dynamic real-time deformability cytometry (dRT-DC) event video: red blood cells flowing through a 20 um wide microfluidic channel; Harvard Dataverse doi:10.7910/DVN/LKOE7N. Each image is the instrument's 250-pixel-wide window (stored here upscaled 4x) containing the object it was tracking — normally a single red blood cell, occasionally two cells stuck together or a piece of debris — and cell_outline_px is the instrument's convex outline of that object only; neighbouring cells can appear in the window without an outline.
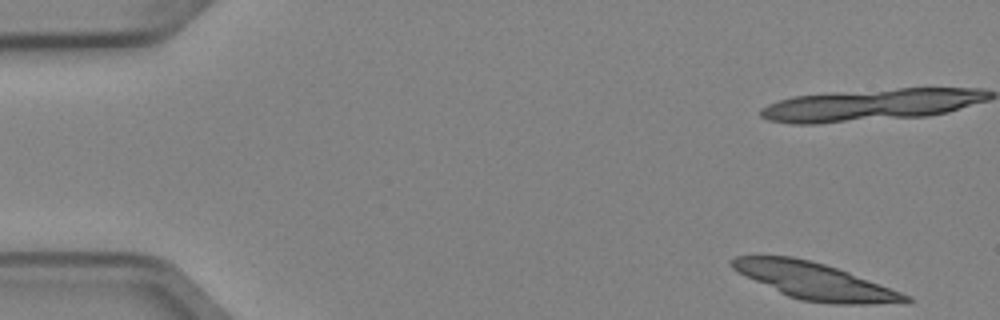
{"species": "Egyptian fruit bat (a non-hibernating species)", "species_latin": "Rousettus aegyptiacus", "temperature_condition": "cold", "stored_images_in_passage": 6, "camera_frame_rate_fps": 3000, "um_per_image_px": 0.085, "animal": {"sex": "female"}, "frame": {"image": 1, "passage_image": 1, "time_ms": 0.0, "image_size_px": [1000, 320], "cell_outline_px": [[916, 300], [908, 304], [832, 304], [800, 300], [788, 296], [744, 276], [736, 272], [732, 268], [732, 260], [736, 256], [792, 256], [824, 264], [848, 272], [912, 296]], "centroid_in_image_um": [69.34, 23.92], "position_along_channel_um": 15.7, "area_um2": 37.05}}
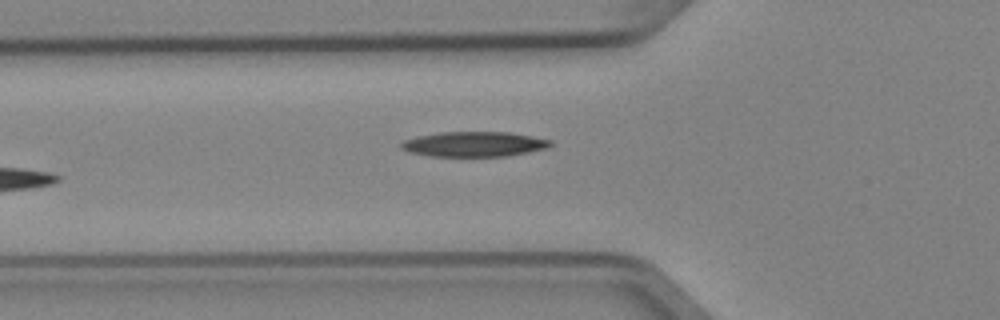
{"frame": {"image": 2, "passage_image": 6, "time_ms": 1.667, "image_size_px": [1000, 320], "cell_outline_px": [[552, 144], [548, 148], [508, 156], [428, 156], [408, 152], [400, 148], [400, 144], [404, 140], [420, 136], [440, 132], [508, 132], [552, 140]], "centroid_in_image_um": [40.29, 12.26], "position_along_channel_um": 85.5, "area_um2": 21.73}}